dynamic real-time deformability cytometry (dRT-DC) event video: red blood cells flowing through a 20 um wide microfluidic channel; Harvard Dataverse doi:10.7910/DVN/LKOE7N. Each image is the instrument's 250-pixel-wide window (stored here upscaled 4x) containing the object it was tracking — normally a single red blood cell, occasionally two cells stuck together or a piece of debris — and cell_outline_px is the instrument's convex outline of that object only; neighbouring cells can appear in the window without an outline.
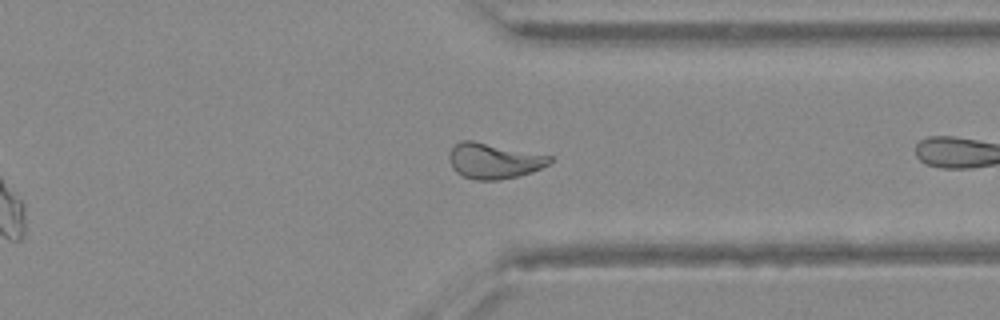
{"species": "Egyptian fruit bat (a non-hibernating species)", "species_latin": "Rousettus aegyptiacus", "temperature_condition": "warm", "stored_images_in_passage": 29, "camera_frame_rate_fps": 3000, "um_per_image_px": 0.085, "animal": {"sex": "female"}, "frame": {"image": 1, "passage_image": 21, "time_ms": 6.667, "image_size_px": [1000, 320], "cell_outline_px": [[552, 160], [548, 164], [532, 172], [500, 180], [476, 180], [464, 176], [456, 172], [452, 168], [448, 156], [448, 152], [460, 140], [472, 140], [552, 156]], "centroid_in_image_um": [41.94, 13.67], "position_along_channel_um": 369.5, "area_um2": 20.75}}